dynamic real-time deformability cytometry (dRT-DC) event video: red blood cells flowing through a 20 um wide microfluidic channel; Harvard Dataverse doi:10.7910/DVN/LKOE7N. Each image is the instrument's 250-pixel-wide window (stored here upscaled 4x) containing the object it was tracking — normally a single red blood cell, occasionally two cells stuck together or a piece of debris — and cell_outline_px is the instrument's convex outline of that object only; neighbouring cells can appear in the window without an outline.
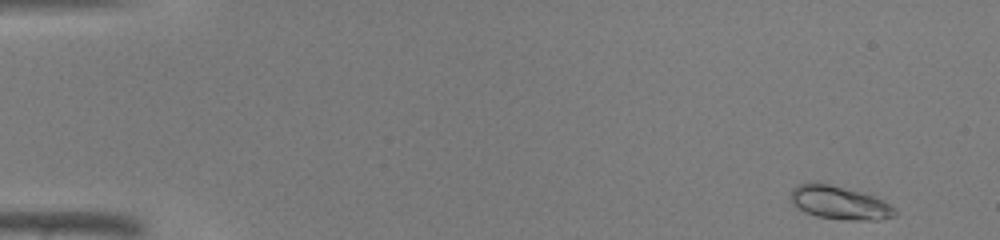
{"species": "common noctule bat (a hibernating species)", "species_latin": "Nyctalus noctula", "temperature_condition": "warm", "stored_images_in_passage": 43, "camera_frame_rate_fps": 3000, "um_per_image_px": 0.085, "animal": {"sex": "male", "body_mass_g": 19.0, "forearm_length_mm": 50.8}, "frame": {"image": 1, "passage_image": 1, "time_ms": 0.0, "image_size_px": [1000, 240], "cell_outline_px": [[896, 216], [880, 220], [848, 220], [816, 216], [804, 212], [792, 200], [792, 188], [800, 184], [816, 180], [820, 180], [860, 192], [884, 200], [896, 208]], "centroid_in_image_um": [71.39, 17.21], "position_along_channel_um": 13.6, "area_um2": 20.46}}
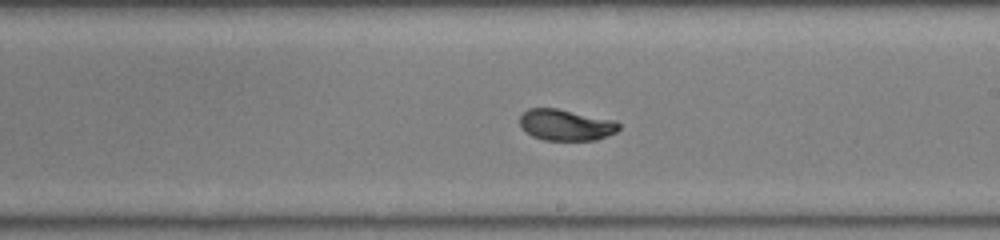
{"frame": {"image": 2, "passage_image": 25, "time_ms": 8.0, "image_size_px": [1000, 240], "cell_outline_px": [[620, 128], [616, 132], [608, 136], [596, 140], [544, 140], [532, 136], [520, 128], [520, 116], [528, 108], [556, 108], [616, 120], [620, 124]], "centroid_in_image_um": [48.11, 10.62], "position_along_channel_um": 240.9, "area_um2": 18.21}}
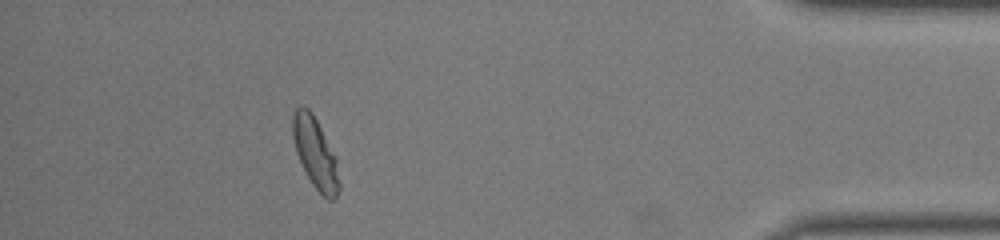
{"frame": {"image": 3, "passage_image": 39, "time_ms": 12.667, "image_size_px": [1000, 240], "cell_outline_px": [[340, 188], [336, 196], [332, 200], [328, 200], [312, 184], [296, 152], [292, 136], [292, 116], [296, 108], [308, 108], [312, 112], [336, 156], [340, 184]], "centroid_in_image_um": [26.81, 13.02], "position_along_channel_um": 408.4, "area_um2": 18.9}}